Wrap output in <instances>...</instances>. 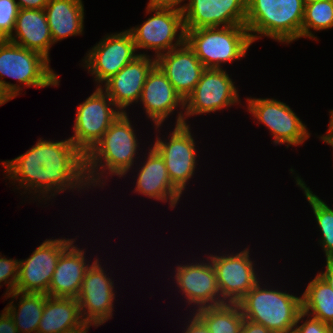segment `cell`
Instances as JSON below:
<instances>
[{"mask_svg": "<svg viewBox=\"0 0 333 333\" xmlns=\"http://www.w3.org/2000/svg\"><path fill=\"white\" fill-rule=\"evenodd\" d=\"M90 328L83 320L75 298L46 297L37 333H65Z\"/></svg>", "mask_w": 333, "mask_h": 333, "instance_id": "24", "label": "cell"}, {"mask_svg": "<svg viewBox=\"0 0 333 333\" xmlns=\"http://www.w3.org/2000/svg\"><path fill=\"white\" fill-rule=\"evenodd\" d=\"M183 333H211L205 323L193 312Z\"/></svg>", "mask_w": 333, "mask_h": 333, "instance_id": "34", "label": "cell"}, {"mask_svg": "<svg viewBox=\"0 0 333 333\" xmlns=\"http://www.w3.org/2000/svg\"><path fill=\"white\" fill-rule=\"evenodd\" d=\"M308 316V317H307ZM307 317V320H303ZM304 321L301 325L300 322ZM294 333H333V327L323 323L321 320L311 317L310 315L301 312L295 324Z\"/></svg>", "mask_w": 333, "mask_h": 333, "instance_id": "33", "label": "cell"}, {"mask_svg": "<svg viewBox=\"0 0 333 333\" xmlns=\"http://www.w3.org/2000/svg\"><path fill=\"white\" fill-rule=\"evenodd\" d=\"M315 1H319V0H304V3H311V2H315Z\"/></svg>", "mask_w": 333, "mask_h": 333, "instance_id": "44", "label": "cell"}, {"mask_svg": "<svg viewBox=\"0 0 333 333\" xmlns=\"http://www.w3.org/2000/svg\"><path fill=\"white\" fill-rule=\"evenodd\" d=\"M304 0H247L245 26L254 43L262 36L280 43L302 38Z\"/></svg>", "mask_w": 333, "mask_h": 333, "instance_id": "3", "label": "cell"}, {"mask_svg": "<svg viewBox=\"0 0 333 333\" xmlns=\"http://www.w3.org/2000/svg\"><path fill=\"white\" fill-rule=\"evenodd\" d=\"M187 44L205 68L223 69L222 65L246 56L252 45L245 25L185 29Z\"/></svg>", "mask_w": 333, "mask_h": 333, "instance_id": "6", "label": "cell"}, {"mask_svg": "<svg viewBox=\"0 0 333 333\" xmlns=\"http://www.w3.org/2000/svg\"><path fill=\"white\" fill-rule=\"evenodd\" d=\"M322 141H324L326 144L330 145L331 147H333V136H320V138Z\"/></svg>", "mask_w": 333, "mask_h": 333, "instance_id": "41", "label": "cell"}, {"mask_svg": "<svg viewBox=\"0 0 333 333\" xmlns=\"http://www.w3.org/2000/svg\"><path fill=\"white\" fill-rule=\"evenodd\" d=\"M50 61L39 52L29 50L0 39V89L9 100L20 95L22 87L44 88L60 85L58 74L50 68ZM16 79L20 84L6 82L3 78Z\"/></svg>", "mask_w": 333, "mask_h": 333, "instance_id": "4", "label": "cell"}, {"mask_svg": "<svg viewBox=\"0 0 333 333\" xmlns=\"http://www.w3.org/2000/svg\"><path fill=\"white\" fill-rule=\"evenodd\" d=\"M188 124L175 125L167 140L157 135L151 145L163 158L172 184L183 193L195 173L197 151L194 135Z\"/></svg>", "mask_w": 333, "mask_h": 333, "instance_id": "12", "label": "cell"}, {"mask_svg": "<svg viewBox=\"0 0 333 333\" xmlns=\"http://www.w3.org/2000/svg\"><path fill=\"white\" fill-rule=\"evenodd\" d=\"M8 40L39 52L50 61L49 51L54 42L44 9H19L14 32Z\"/></svg>", "mask_w": 333, "mask_h": 333, "instance_id": "23", "label": "cell"}, {"mask_svg": "<svg viewBox=\"0 0 333 333\" xmlns=\"http://www.w3.org/2000/svg\"><path fill=\"white\" fill-rule=\"evenodd\" d=\"M302 297V311L333 327V288L317 274Z\"/></svg>", "mask_w": 333, "mask_h": 333, "instance_id": "27", "label": "cell"}, {"mask_svg": "<svg viewBox=\"0 0 333 333\" xmlns=\"http://www.w3.org/2000/svg\"><path fill=\"white\" fill-rule=\"evenodd\" d=\"M249 252L248 248H244L239 253L210 254L208 257L225 303H238L260 281Z\"/></svg>", "mask_w": 333, "mask_h": 333, "instance_id": "14", "label": "cell"}, {"mask_svg": "<svg viewBox=\"0 0 333 333\" xmlns=\"http://www.w3.org/2000/svg\"><path fill=\"white\" fill-rule=\"evenodd\" d=\"M19 9L16 0H0V39L12 35Z\"/></svg>", "mask_w": 333, "mask_h": 333, "instance_id": "31", "label": "cell"}, {"mask_svg": "<svg viewBox=\"0 0 333 333\" xmlns=\"http://www.w3.org/2000/svg\"><path fill=\"white\" fill-rule=\"evenodd\" d=\"M89 330V328H81L78 330H74V331H69V332H65V333H87Z\"/></svg>", "mask_w": 333, "mask_h": 333, "instance_id": "43", "label": "cell"}, {"mask_svg": "<svg viewBox=\"0 0 333 333\" xmlns=\"http://www.w3.org/2000/svg\"><path fill=\"white\" fill-rule=\"evenodd\" d=\"M240 333H272L263 325L244 319Z\"/></svg>", "mask_w": 333, "mask_h": 333, "instance_id": "36", "label": "cell"}, {"mask_svg": "<svg viewBox=\"0 0 333 333\" xmlns=\"http://www.w3.org/2000/svg\"><path fill=\"white\" fill-rule=\"evenodd\" d=\"M206 261L177 265L174 281L188 305L197 309L225 304L222 300L215 269L208 257Z\"/></svg>", "mask_w": 333, "mask_h": 333, "instance_id": "16", "label": "cell"}, {"mask_svg": "<svg viewBox=\"0 0 333 333\" xmlns=\"http://www.w3.org/2000/svg\"><path fill=\"white\" fill-rule=\"evenodd\" d=\"M247 111L264 124L273 136L275 145L299 146L311 136L306 125L284 102L273 98H246Z\"/></svg>", "mask_w": 333, "mask_h": 333, "instance_id": "9", "label": "cell"}, {"mask_svg": "<svg viewBox=\"0 0 333 333\" xmlns=\"http://www.w3.org/2000/svg\"><path fill=\"white\" fill-rule=\"evenodd\" d=\"M330 121L326 134L321 136H333V110H330Z\"/></svg>", "mask_w": 333, "mask_h": 333, "instance_id": "40", "label": "cell"}, {"mask_svg": "<svg viewBox=\"0 0 333 333\" xmlns=\"http://www.w3.org/2000/svg\"><path fill=\"white\" fill-rule=\"evenodd\" d=\"M95 258L86 270L77 301L83 320L88 326L98 327L113 317L116 291L114 281Z\"/></svg>", "mask_w": 333, "mask_h": 333, "instance_id": "13", "label": "cell"}, {"mask_svg": "<svg viewBox=\"0 0 333 333\" xmlns=\"http://www.w3.org/2000/svg\"><path fill=\"white\" fill-rule=\"evenodd\" d=\"M183 5L185 29L245 25L247 0H188Z\"/></svg>", "mask_w": 333, "mask_h": 333, "instance_id": "18", "label": "cell"}, {"mask_svg": "<svg viewBox=\"0 0 333 333\" xmlns=\"http://www.w3.org/2000/svg\"><path fill=\"white\" fill-rule=\"evenodd\" d=\"M318 274L333 288V258L326 259L324 272Z\"/></svg>", "mask_w": 333, "mask_h": 333, "instance_id": "39", "label": "cell"}, {"mask_svg": "<svg viewBox=\"0 0 333 333\" xmlns=\"http://www.w3.org/2000/svg\"><path fill=\"white\" fill-rule=\"evenodd\" d=\"M192 310H196L194 313L211 333H240L244 317L238 303H225Z\"/></svg>", "mask_w": 333, "mask_h": 333, "instance_id": "28", "label": "cell"}, {"mask_svg": "<svg viewBox=\"0 0 333 333\" xmlns=\"http://www.w3.org/2000/svg\"><path fill=\"white\" fill-rule=\"evenodd\" d=\"M1 254V253H0ZM19 277V260L16 259H8L5 256L0 255V287L1 282L4 285L7 284V290L4 294L9 295L10 293L14 292L16 289V285L18 282Z\"/></svg>", "mask_w": 333, "mask_h": 333, "instance_id": "32", "label": "cell"}, {"mask_svg": "<svg viewBox=\"0 0 333 333\" xmlns=\"http://www.w3.org/2000/svg\"><path fill=\"white\" fill-rule=\"evenodd\" d=\"M75 242H72L58 259L49 285V296L76 299L80 292L84 275L91 264H87L86 250L73 245Z\"/></svg>", "mask_w": 333, "mask_h": 333, "instance_id": "22", "label": "cell"}, {"mask_svg": "<svg viewBox=\"0 0 333 333\" xmlns=\"http://www.w3.org/2000/svg\"><path fill=\"white\" fill-rule=\"evenodd\" d=\"M294 179L296 185L304 191L305 198L312 207L316 223L322 235L318 242L322 246V250H324L326 259L333 258V209L315 195L300 176L297 175Z\"/></svg>", "mask_w": 333, "mask_h": 333, "instance_id": "29", "label": "cell"}, {"mask_svg": "<svg viewBox=\"0 0 333 333\" xmlns=\"http://www.w3.org/2000/svg\"><path fill=\"white\" fill-rule=\"evenodd\" d=\"M44 11L54 44L69 36L83 34L84 4L82 0H48Z\"/></svg>", "mask_w": 333, "mask_h": 333, "instance_id": "25", "label": "cell"}, {"mask_svg": "<svg viewBox=\"0 0 333 333\" xmlns=\"http://www.w3.org/2000/svg\"><path fill=\"white\" fill-rule=\"evenodd\" d=\"M16 2L20 9H44L48 0H19Z\"/></svg>", "mask_w": 333, "mask_h": 333, "instance_id": "38", "label": "cell"}, {"mask_svg": "<svg viewBox=\"0 0 333 333\" xmlns=\"http://www.w3.org/2000/svg\"><path fill=\"white\" fill-rule=\"evenodd\" d=\"M1 164L6 167V178L18 182V190L24 188L23 194L28 190L36 195L37 200L42 197L47 201L66 189L80 191L90 187L86 178L85 155L69 138L55 142L40 138L26 153L1 161Z\"/></svg>", "mask_w": 333, "mask_h": 333, "instance_id": "1", "label": "cell"}, {"mask_svg": "<svg viewBox=\"0 0 333 333\" xmlns=\"http://www.w3.org/2000/svg\"><path fill=\"white\" fill-rule=\"evenodd\" d=\"M9 101L10 100L8 99V97L0 89V106L4 105L5 103H7Z\"/></svg>", "mask_w": 333, "mask_h": 333, "instance_id": "42", "label": "cell"}, {"mask_svg": "<svg viewBox=\"0 0 333 333\" xmlns=\"http://www.w3.org/2000/svg\"><path fill=\"white\" fill-rule=\"evenodd\" d=\"M147 154L146 161L141 162L134 192L164 203L169 200L170 208L173 209L179 203L182 193L172 184L160 154L153 147Z\"/></svg>", "mask_w": 333, "mask_h": 333, "instance_id": "21", "label": "cell"}, {"mask_svg": "<svg viewBox=\"0 0 333 333\" xmlns=\"http://www.w3.org/2000/svg\"><path fill=\"white\" fill-rule=\"evenodd\" d=\"M260 281L238 302L244 319L272 333H291L302 312V297L261 286Z\"/></svg>", "mask_w": 333, "mask_h": 333, "instance_id": "5", "label": "cell"}, {"mask_svg": "<svg viewBox=\"0 0 333 333\" xmlns=\"http://www.w3.org/2000/svg\"><path fill=\"white\" fill-rule=\"evenodd\" d=\"M75 239H46L31 256L19 260V277L15 291L43 293L49 296V285L61 253Z\"/></svg>", "mask_w": 333, "mask_h": 333, "instance_id": "15", "label": "cell"}, {"mask_svg": "<svg viewBox=\"0 0 333 333\" xmlns=\"http://www.w3.org/2000/svg\"><path fill=\"white\" fill-rule=\"evenodd\" d=\"M138 147L139 142L126 111L110 125L101 140L85 156L86 178L90 188L103 187L108 176L124 177L136 162Z\"/></svg>", "mask_w": 333, "mask_h": 333, "instance_id": "2", "label": "cell"}, {"mask_svg": "<svg viewBox=\"0 0 333 333\" xmlns=\"http://www.w3.org/2000/svg\"><path fill=\"white\" fill-rule=\"evenodd\" d=\"M0 333H19L14 320L5 309L0 314Z\"/></svg>", "mask_w": 333, "mask_h": 333, "instance_id": "35", "label": "cell"}, {"mask_svg": "<svg viewBox=\"0 0 333 333\" xmlns=\"http://www.w3.org/2000/svg\"><path fill=\"white\" fill-rule=\"evenodd\" d=\"M148 119L152 120L155 129L161 127L170 114L178 108L176 125L184 124V100L175 91L171 82L161 69L155 65L148 73L139 99Z\"/></svg>", "mask_w": 333, "mask_h": 333, "instance_id": "17", "label": "cell"}, {"mask_svg": "<svg viewBox=\"0 0 333 333\" xmlns=\"http://www.w3.org/2000/svg\"><path fill=\"white\" fill-rule=\"evenodd\" d=\"M156 65L183 100L193 91L206 69L186 41L158 56Z\"/></svg>", "mask_w": 333, "mask_h": 333, "instance_id": "20", "label": "cell"}, {"mask_svg": "<svg viewBox=\"0 0 333 333\" xmlns=\"http://www.w3.org/2000/svg\"><path fill=\"white\" fill-rule=\"evenodd\" d=\"M17 296H20L17 297ZM11 302L4 308L14 320L19 333H37L47 294L14 291L6 296ZM19 298L16 306L13 300ZM18 308V309H17Z\"/></svg>", "mask_w": 333, "mask_h": 333, "instance_id": "26", "label": "cell"}, {"mask_svg": "<svg viewBox=\"0 0 333 333\" xmlns=\"http://www.w3.org/2000/svg\"><path fill=\"white\" fill-rule=\"evenodd\" d=\"M329 28H333V0L306 3L302 22V37L317 40L311 30L320 31Z\"/></svg>", "mask_w": 333, "mask_h": 333, "instance_id": "30", "label": "cell"}, {"mask_svg": "<svg viewBox=\"0 0 333 333\" xmlns=\"http://www.w3.org/2000/svg\"><path fill=\"white\" fill-rule=\"evenodd\" d=\"M120 115L122 111L100 87H97L77 107L74 135L69 139L86 156Z\"/></svg>", "mask_w": 333, "mask_h": 333, "instance_id": "8", "label": "cell"}, {"mask_svg": "<svg viewBox=\"0 0 333 333\" xmlns=\"http://www.w3.org/2000/svg\"><path fill=\"white\" fill-rule=\"evenodd\" d=\"M224 69L206 68L184 100V124L190 116L208 114L241 103L233 79ZM187 118V119H186Z\"/></svg>", "mask_w": 333, "mask_h": 333, "instance_id": "10", "label": "cell"}, {"mask_svg": "<svg viewBox=\"0 0 333 333\" xmlns=\"http://www.w3.org/2000/svg\"><path fill=\"white\" fill-rule=\"evenodd\" d=\"M139 54L100 87L122 113L132 103L139 102L147 75L156 65L154 57L141 52Z\"/></svg>", "mask_w": 333, "mask_h": 333, "instance_id": "19", "label": "cell"}, {"mask_svg": "<svg viewBox=\"0 0 333 333\" xmlns=\"http://www.w3.org/2000/svg\"><path fill=\"white\" fill-rule=\"evenodd\" d=\"M184 1L185 0H149L147 5L151 7L175 8L182 11L184 5L181 3Z\"/></svg>", "mask_w": 333, "mask_h": 333, "instance_id": "37", "label": "cell"}, {"mask_svg": "<svg viewBox=\"0 0 333 333\" xmlns=\"http://www.w3.org/2000/svg\"><path fill=\"white\" fill-rule=\"evenodd\" d=\"M152 12L154 15L143 24L128 30L132 34L136 50H154L156 59L161 54L182 45L186 39V31L181 10L147 5L146 13L152 14Z\"/></svg>", "mask_w": 333, "mask_h": 333, "instance_id": "7", "label": "cell"}, {"mask_svg": "<svg viewBox=\"0 0 333 333\" xmlns=\"http://www.w3.org/2000/svg\"><path fill=\"white\" fill-rule=\"evenodd\" d=\"M136 46L132 34L127 29L120 33L104 36L96 43L82 60L83 67L92 74L96 87L116 75L125 65L129 64L140 54H136ZM102 85H101V84Z\"/></svg>", "mask_w": 333, "mask_h": 333, "instance_id": "11", "label": "cell"}]
</instances>
